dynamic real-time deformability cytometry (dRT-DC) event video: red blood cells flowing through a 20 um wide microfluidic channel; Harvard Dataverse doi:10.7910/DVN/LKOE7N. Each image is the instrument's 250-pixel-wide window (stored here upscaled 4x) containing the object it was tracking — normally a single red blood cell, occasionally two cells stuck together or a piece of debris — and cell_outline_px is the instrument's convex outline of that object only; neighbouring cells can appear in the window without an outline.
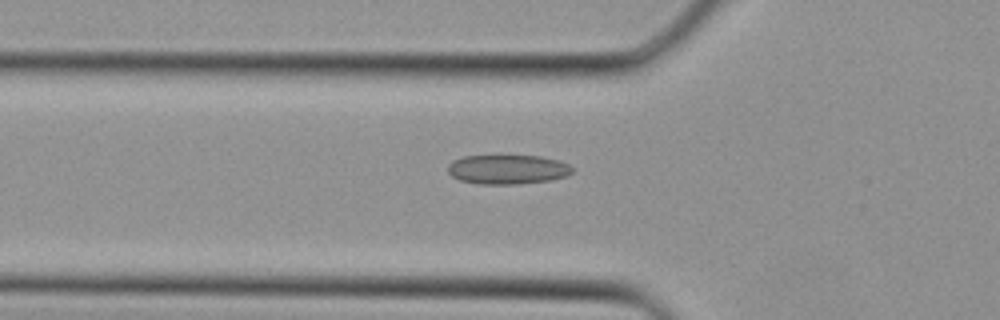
{"species": "Egyptian fruit bat (a non-hibernating species)", "species_latin": "Rousettus aegyptiacus", "temperature_condition": "cold", "stored_images_in_passage": 27, "camera_frame_rate_fps": 3000, "um_per_image_px": 0.085, "animal": {"sex": "female"}, "frame": {"image": 1, "passage_image": 6, "time_ms": 1.667, "image_size_px": [1000, 320], "cell_outline_px": [[572, 172], [568, 176], [552, 180], [520, 184], [476, 184], [460, 180], [452, 176], [448, 172], [448, 164], [452, 160], [464, 156], [540, 156], [560, 160], [568, 164], [572, 168]], "centroid_in_image_um": [43.15, 14.41], "position_along_channel_um": 82.6, "area_um2": 21.5}}
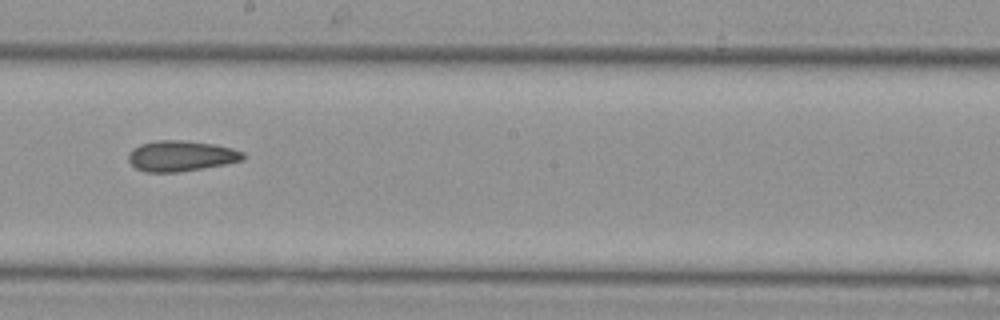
{"frame": {"image": 2, "passage_image": 14, "time_ms": 4.333, "image_size_px": [1000, 320], "cell_outline_px": [[244, 160], [224, 164], [176, 172], [144, 172], [136, 168], [128, 160], [128, 152], [132, 148], [140, 144], [156, 140], [180, 140], [212, 144], [232, 148], [244, 152]], "centroid_in_image_um": [15.34, 13.25], "position_along_channel_um": 232.9, "area_um2": 20.35}}
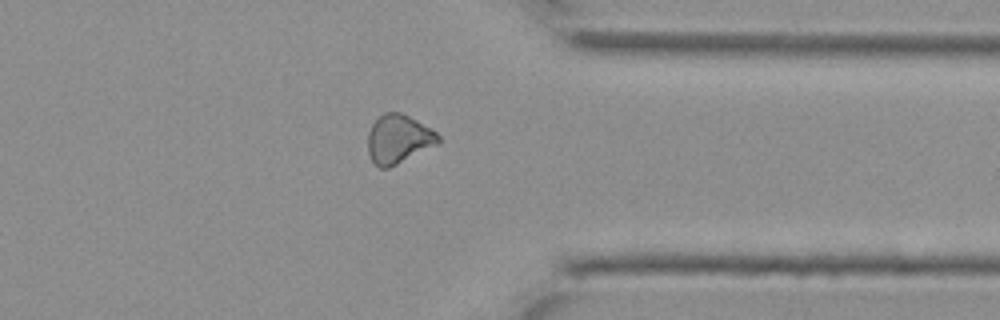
{"frame": {"image": 3, "passage_image": 22, "time_ms": 7.0, "image_size_px": [1000, 320], "cell_outline_px": [[440, 140], [436, 144], [388, 168], [380, 168], [372, 160], [368, 152], [368, 132], [372, 124], [384, 112], [400, 112], [416, 120], [436, 132], [440, 136]], "centroid_in_image_um": [33.84, 11.8], "position_along_channel_um": 377.6, "area_um2": 19.54}}